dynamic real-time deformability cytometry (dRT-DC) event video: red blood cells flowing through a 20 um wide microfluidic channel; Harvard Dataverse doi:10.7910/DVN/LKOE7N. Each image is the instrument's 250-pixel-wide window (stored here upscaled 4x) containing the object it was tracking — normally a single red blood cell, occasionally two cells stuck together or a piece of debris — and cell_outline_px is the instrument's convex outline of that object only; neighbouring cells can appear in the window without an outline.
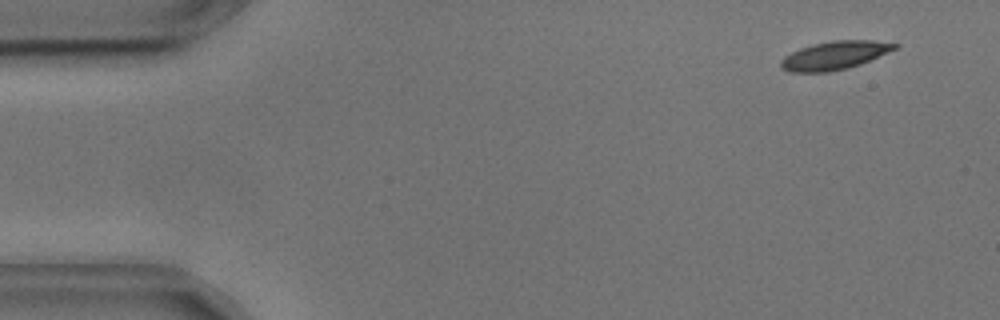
{"species": "common noctule bat (a hibernating species)", "species_latin": "Nyctalus noctula", "temperature_condition": "cold", "stored_images_in_passage": 55, "camera_frame_rate_fps": 3000, "um_per_image_px": 0.085, "animal": {"sex": "male", "body_mass_g": 17.9, "forearm_length_mm": 54.2}, "frame": {"image": 1, "passage_image": 4, "time_ms": 1.0, "image_size_px": [1000, 320], "cell_outline_px": [[900, 44], [896, 48], [860, 64], [848, 68], [828, 72], [788, 72], [780, 68], [780, 60], [784, 56], [800, 48], [812, 44], [832, 40], [872, 40]], "centroid_in_image_um": [70.88, 4.71], "position_along_channel_um": 14.1, "area_um2": 18.79}}
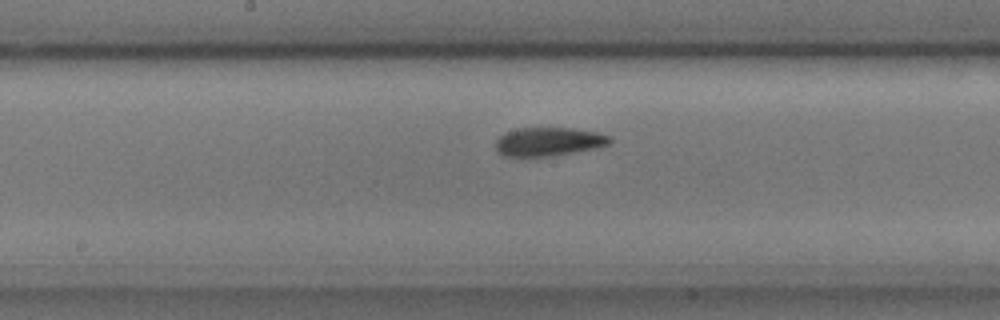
{"frame": {"image": 2, "passage_image": 28, "time_ms": 9.0, "image_size_px": [1000, 320], "cell_outline_px": [[612, 140], [608, 144], [596, 148], [548, 156], [504, 156], [496, 152], [496, 140], [504, 132], [520, 128], [572, 128], [596, 132], [612, 136]], "centroid_in_image_um": [46.62, 12.03], "position_along_channel_um": 201.6, "area_um2": 18.96}}
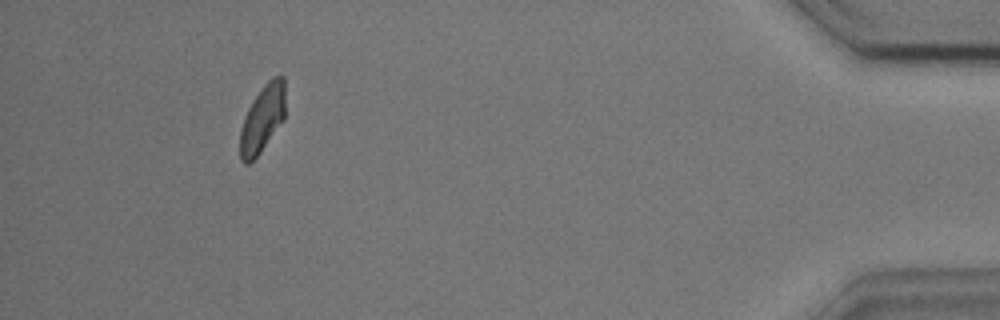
{"frame": {"image": 3, "passage_image": 51, "time_ms": 16.667, "image_size_px": [1000, 320], "cell_outline_px": [[284, 120], [260, 152], [248, 164], [244, 164], [240, 160], [240, 132], [244, 116], [248, 108], [264, 84], [272, 76], [284, 76]], "centroid_in_image_um": [22.3, 10.09], "position_along_channel_um": 412.9, "area_um2": 17.57}, "authors_computed_cell_mechanics": {"area_um2": 18.8428, "velocity_mm_per_s": 3.6061, "shape_relaxation_time_tau1_ms": 3.3212, "shape_relaxation_time_tau2_ms": 2.2572, "deformation_change_tau1": 0.1173, "deformation_change_tau2": 0.0782}}